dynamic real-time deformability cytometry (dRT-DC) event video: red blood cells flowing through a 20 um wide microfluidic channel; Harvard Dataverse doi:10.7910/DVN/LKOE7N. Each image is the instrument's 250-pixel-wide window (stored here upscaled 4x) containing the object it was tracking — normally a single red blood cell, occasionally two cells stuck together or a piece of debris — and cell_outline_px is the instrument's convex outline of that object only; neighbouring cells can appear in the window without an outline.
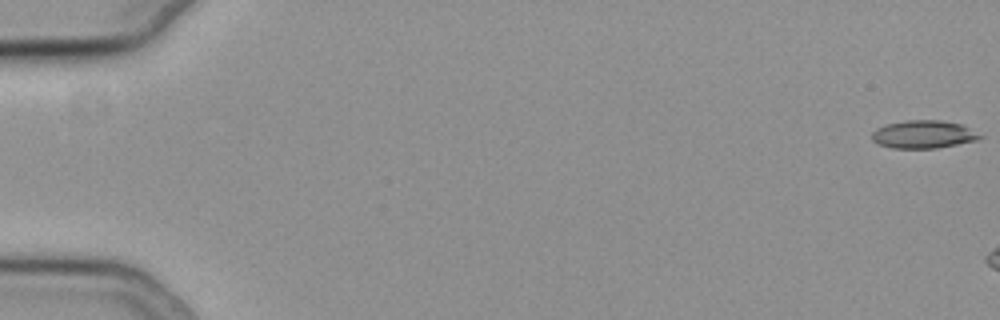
{"species": "common noctule bat (a hibernating species)", "species_latin": "Nyctalus noctula", "temperature_condition": "cold", "stored_images_in_passage": 51, "camera_frame_rate_fps": 3000, "um_per_image_px": 0.085, "animal": {"sex": "female", "body_mass_g": 19.3, "forearm_length_mm": 54.1}, "frame": {"image": 1, "passage_image": 1, "time_ms": 0.0, "image_size_px": [1000, 320], "cell_outline_px": [[984, 136], [976, 140], [936, 148], [892, 148], [880, 144], [872, 140], [872, 132], [876, 128], [888, 124], [904, 120], [940, 120], [960, 124]], "centroid_in_image_um": [78.47, 11.42], "position_along_channel_um": 6.5, "area_um2": 17.34}}
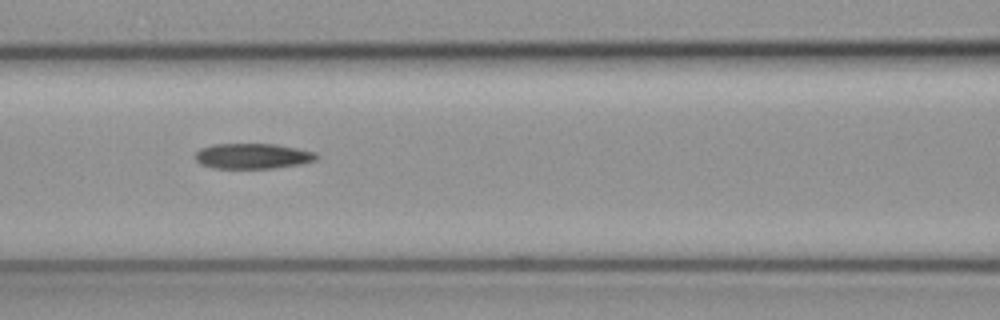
{"frame": {"image": 2, "passage_image": 26, "time_ms": 8.333, "image_size_px": [1000, 320], "cell_outline_px": [[320, 156], [316, 160], [300, 164], [272, 168], [212, 168], [200, 164], [196, 160], [196, 152], [200, 148], [212, 144], [276, 144], [316, 152]], "centroid_in_image_um": [21.48, 13.26], "position_along_channel_um": 145.1, "area_um2": 17.98}}
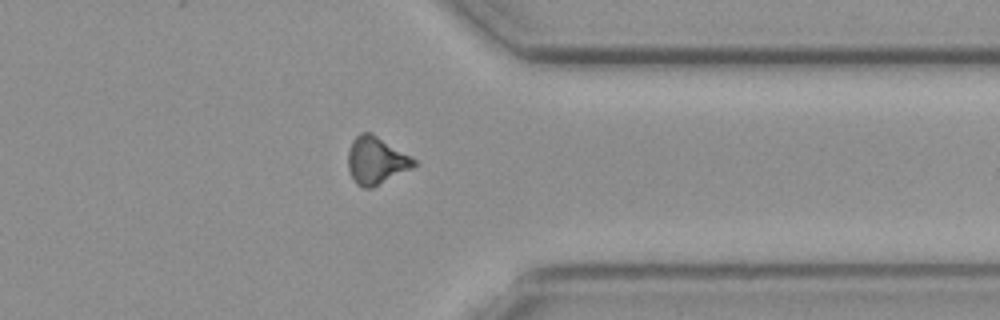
{"frame": {"image": 3, "passage_image": 45, "time_ms": 14.667, "image_size_px": [1000, 320], "cell_outline_px": [[416, 164], [412, 168], [372, 188], [364, 188], [356, 184], [352, 180], [348, 168], [348, 152], [352, 140], [360, 132], [372, 132], [416, 160]], "centroid_in_image_um": [31.94, 13.64], "position_along_channel_um": 379.5, "area_um2": 18.21}, "authors_computed_cell_mechanics": {"area_um2": 18.0914, "velocity_mm_per_s": 3.7829, "shape_relaxation_time_tau1_ms": null, "shape_relaxation_time_tau2_ms": 4.4828, "deformation_change_tau1": null, "deformation_change_tau2": 0.1314}}